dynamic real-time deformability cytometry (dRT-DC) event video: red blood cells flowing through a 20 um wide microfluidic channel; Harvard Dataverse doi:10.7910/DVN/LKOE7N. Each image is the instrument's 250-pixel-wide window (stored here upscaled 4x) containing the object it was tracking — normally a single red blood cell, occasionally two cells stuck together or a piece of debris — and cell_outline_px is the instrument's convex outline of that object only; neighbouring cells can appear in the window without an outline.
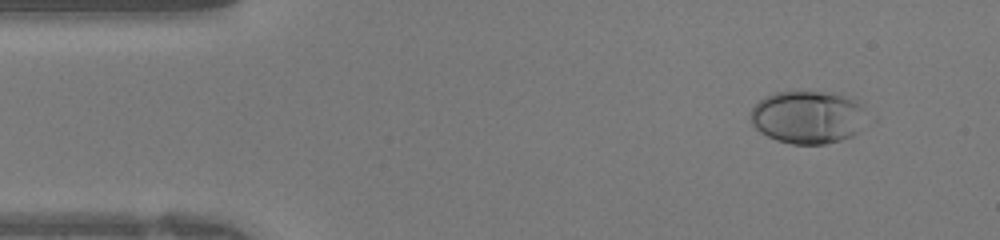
{"species": "human", "species_latin": "Homo sapiens", "temperature_condition": "warm", "stored_images_in_passage": 39, "camera_frame_rate_fps": 3000, "um_per_image_px": 0.085, "donor": {"sex": "female"}, "frame": {"image": 1, "passage_image": 1, "time_ms": 0.0, "image_size_px": [1000, 240], "cell_outline_px": [[864, 104], [856, 132], [852, 136], [840, 140], [824, 144], [792, 144], [776, 140], [760, 132], [752, 124], [748, 116], [752, 108], [764, 96], [776, 92], [796, 88], [840, 92]], "centroid_in_image_um": [68.58, 9.88], "position_along_channel_um": 16.4, "area_um2": 36.53}}
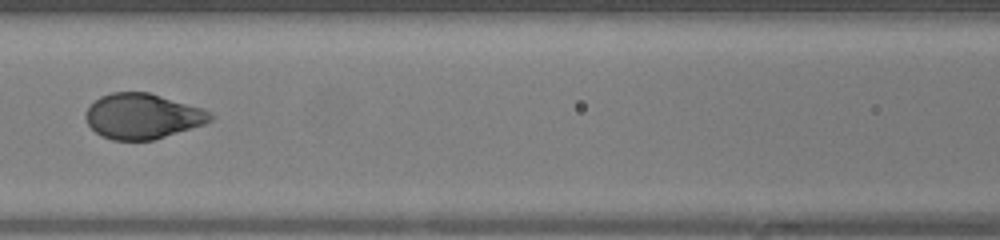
{"frame": {"image": 2, "passage_image": 15, "time_ms": 4.667, "image_size_px": [1000, 240], "cell_outline_px": [[212, 120], [204, 124], [152, 140], [112, 140], [100, 136], [88, 124], [84, 116], [88, 108], [100, 96], [112, 92], [148, 92], [204, 108], [212, 112]], "centroid_in_image_um": [12.12, 9.87], "position_along_channel_um": 154.5, "area_um2": 32.83}}
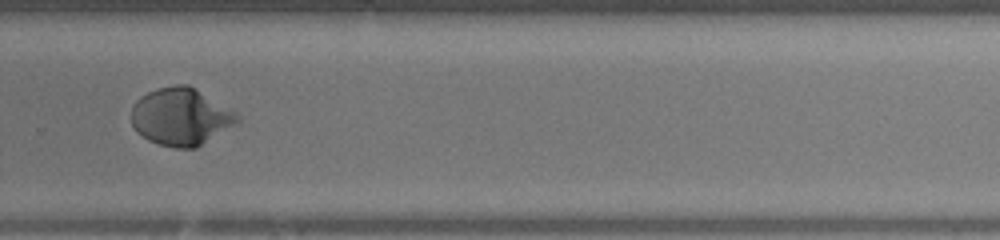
{"frame": {"image": 3, "passage_image": 25, "time_ms": 8.0, "image_size_px": [1000, 240], "cell_outline_px": [[240, 120], [236, 124], [196, 148], [172, 148], [148, 140], [136, 132], [132, 124], [132, 108], [136, 100], [140, 96], [156, 88], [176, 84], [188, 84], [236, 112], [240, 116]], "centroid_in_image_um": [15.36, 9.92], "position_along_channel_um": 314.4, "area_um2": 35.49}}